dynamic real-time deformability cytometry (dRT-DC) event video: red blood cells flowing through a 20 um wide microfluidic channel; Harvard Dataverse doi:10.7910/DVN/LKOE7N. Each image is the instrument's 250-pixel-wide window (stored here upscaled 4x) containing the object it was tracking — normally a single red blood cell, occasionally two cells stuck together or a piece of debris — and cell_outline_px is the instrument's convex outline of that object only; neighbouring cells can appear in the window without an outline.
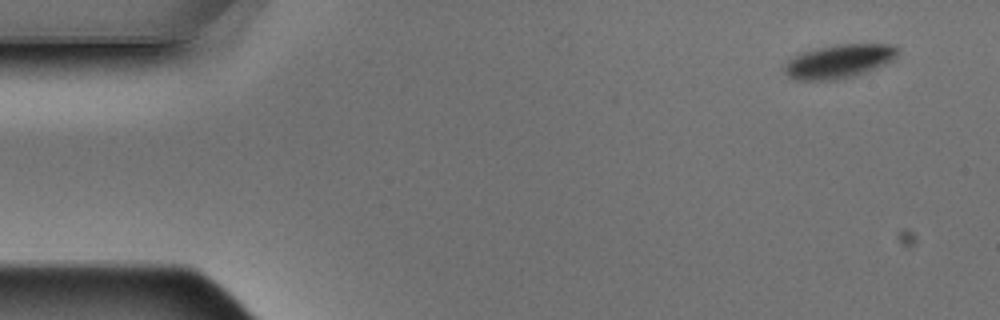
{"species": "Egyptian fruit bat (a non-hibernating species)", "species_latin": "Rousettus aegyptiacus", "temperature_condition": "warm", "stored_images_in_passage": 8, "camera_frame_rate_fps": 3000, "um_per_image_px": 0.085, "animal": {"sex": "male"}, "frame": {"image": 1, "passage_image": 1, "time_ms": 0.0, "image_size_px": [1000, 320], "cell_outline_px": [[900, 52], [892, 60], [884, 64], [852, 76], [836, 80], [796, 80], [788, 76], [784, 72], [784, 64], [792, 56], [804, 52], [836, 44], [888, 44], [896, 48]], "centroid_in_image_um": [71.27, 5.21], "position_along_channel_um": 13.7, "area_um2": 21.91}}
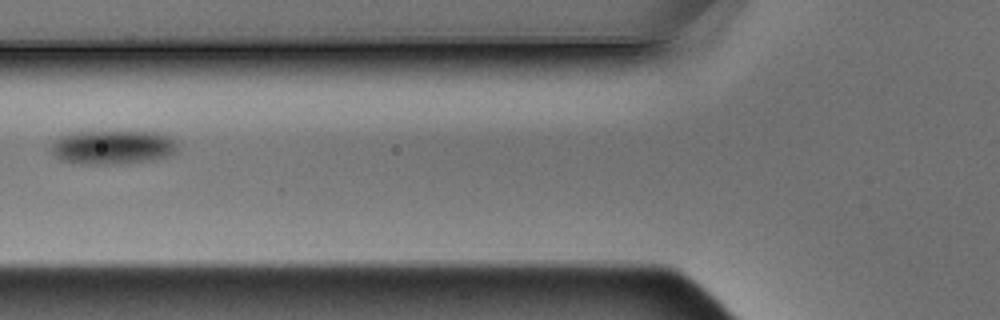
{"frame": {"image": 2, "passage_image": 6, "time_ms": 1.667, "image_size_px": [1000, 320], "cell_outline_px": [[176, 152], [168, 156], [152, 160], [116, 164], [80, 164], [60, 160], [52, 152], [52, 144], [60, 136], [76, 132], [160, 132], [176, 140]], "centroid_in_image_um": [9.6, 12.52], "position_along_channel_um": 116.2, "area_um2": 24.97}}
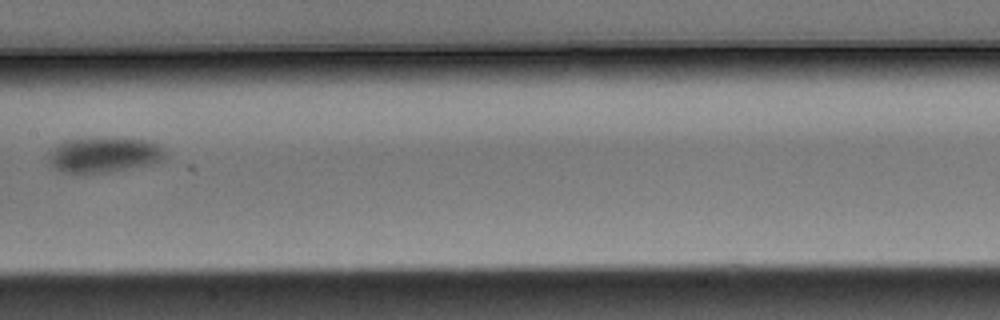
{"frame": {"image": 3, "passage_image": 8, "time_ms": 2.333, "image_size_px": [1000, 320], "cell_outline_px": [[164, 160], [148, 164], [108, 172], [84, 176], [60, 172], [48, 164], [48, 152], [56, 144], [64, 140], [100, 136], [148, 140], [160, 144], [164, 148]], "centroid_in_image_um": [8.75, 13.16], "position_along_channel_um": 198.7, "area_um2": 25.14}}